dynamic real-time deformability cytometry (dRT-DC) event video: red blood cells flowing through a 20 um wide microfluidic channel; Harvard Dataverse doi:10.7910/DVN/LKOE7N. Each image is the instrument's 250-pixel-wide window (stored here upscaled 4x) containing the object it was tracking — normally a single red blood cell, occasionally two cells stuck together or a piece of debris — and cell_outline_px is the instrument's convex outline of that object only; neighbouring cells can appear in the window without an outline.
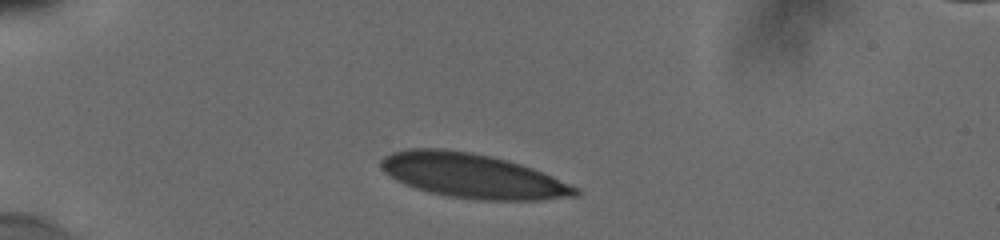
{"species": "human", "species_latin": "Homo sapiens", "temperature_condition": "cold", "stored_images_in_passage": 29, "camera_frame_rate_fps": 3000, "um_per_image_px": 0.085, "donor": {"sex": "male"}, "frame": {"image": 1, "passage_image": 1, "time_ms": 0.0, "image_size_px": [1000, 240], "cell_outline_px": [[580, 196], [540, 200], [476, 200], [448, 196], [428, 192], [404, 184], [396, 180], [384, 172], [380, 168], [380, 160], [384, 156], [392, 152], [408, 148], [444, 148], [468, 152], [488, 156], [520, 164], [532, 168], [580, 188]], "centroid_in_image_um": [40.15, 14.95], "position_along_channel_um": 44.9, "area_um2": 50.4}}
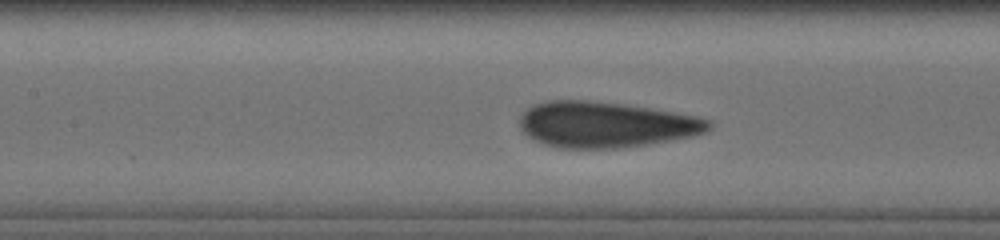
{"frame": {"image": 2, "passage_image": 19, "time_ms": 4.0, "image_size_px": [1000, 240], "cell_outline_px": [[712, 128], [708, 132], [692, 136], [648, 144], [620, 148], [556, 148], [532, 140], [520, 128], [520, 116], [532, 104], [548, 100], [584, 100], [620, 104], [648, 108], [700, 116], [712, 120]], "centroid_in_image_um": [51.49, 10.59], "position_along_channel_um": 155.9, "area_um2": 50.69}}
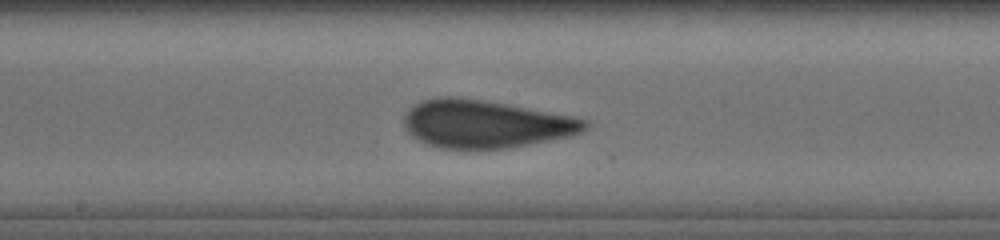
{"frame": {"image": 3, "passage_image": 25, "time_ms": 5.333, "image_size_px": [1000, 240], "cell_outline_px": [[588, 128], [572, 136], [508, 148], [440, 148], [428, 144], [412, 136], [408, 132], [404, 124], [404, 116], [416, 104], [424, 100], [440, 96], [448, 96], [480, 100], [504, 104], [572, 116], [588, 120]], "centroid_in_image_um": [41.28, 10.54], "position_along_channel_um": 206.9, "area_um2": 49.71}}